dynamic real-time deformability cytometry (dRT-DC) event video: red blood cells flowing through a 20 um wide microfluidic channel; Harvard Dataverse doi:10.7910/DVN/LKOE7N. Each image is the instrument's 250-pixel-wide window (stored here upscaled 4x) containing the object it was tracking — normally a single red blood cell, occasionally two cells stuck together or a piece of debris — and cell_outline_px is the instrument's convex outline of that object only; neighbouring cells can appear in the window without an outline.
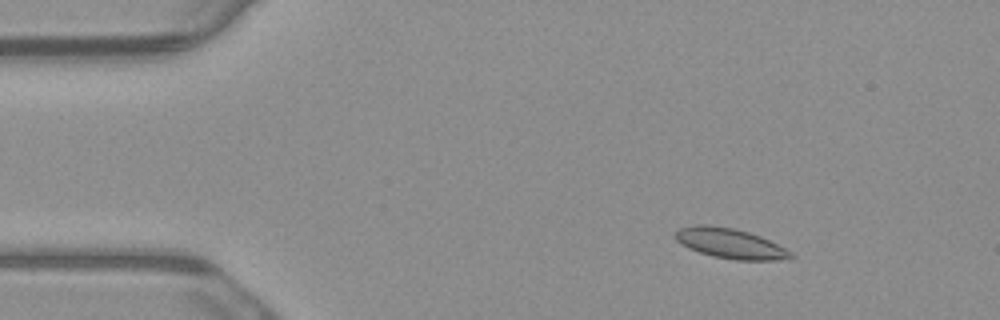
{"species": "common noctule bat (a hibernating species)", "species_latin": "Nyctalus noctula", "temperature_condition": "warm", "stored_images_in_passage": 5, "camera_frame_rate_fps": 3000, "um_per_image_px": 0.085, "animal": {"sex": "male", "body_mass_g": 23.1, "forearm_length_mm": 52.7}, "frame": {"image": 1, "passage_image": 3, "time_ms": 0.667, "image_size_px": [1000, 320], "cell_outline_px": [[796, 256], [792, 260], [736, 260], [712, 256], [688, 248], [680, 244], [676, 240], [676, 232], [680, 228], [692, 224], [708, 224], [732, 228], [748, 232], [760, 236], [792, 252]], "centroid_in_image_um": [62.08, 20.7], "position_along_channel_um": 22.9, "area_um2": 20.35}}
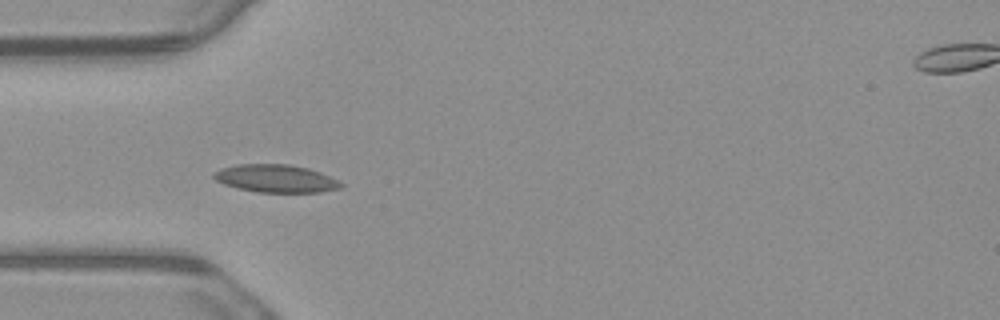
{"frame": {"image": 2, "passage_image": 5, "time_ms": 1.333, "image_size_px": [1000, 320], "cell_outline_px": [[344, 184], [340, 188], [320, 192], [256, 192], [236, 188], [224, 184], [216, 180], [212, 176], [212, 172], [220, 168], [236, 164], [288, 164], [308, 168], [320, 172]], "centroid_in_image_um": [23.39, 15.17], "position_along_channel_um": 61.6, "area_um2": 20.63}}